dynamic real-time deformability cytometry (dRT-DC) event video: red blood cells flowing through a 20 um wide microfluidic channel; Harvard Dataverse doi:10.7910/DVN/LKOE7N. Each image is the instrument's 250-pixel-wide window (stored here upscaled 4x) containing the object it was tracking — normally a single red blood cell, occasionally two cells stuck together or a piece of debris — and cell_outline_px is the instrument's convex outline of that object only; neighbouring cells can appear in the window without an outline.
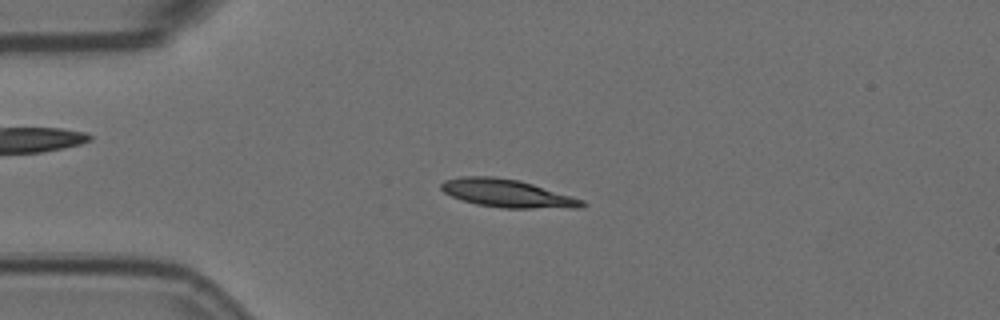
{"species": "Egyptian fruit bat (a non-hibernating species)", "species_latin": "Rousettus aegyptiacus", "temperature_condition": "room temperature", "stored_images_in_passage": 56, "camera_frame_rate_fps": 3000, "um_per_image_px": 0.085, "animal": {"sex": "female"}, "frame": {"image": 1, "passage_image": 13, "time_ms": 4.0, "image_size_px": [1000, 320], "cell_outline_px": [[588, 204], [584, 208], [500, 208], [476, 204], [452, 196], [444, 192], [440, 188], [440, 184], [444, 180], [460, 176], [492, 176], [520, 180], [584, 200]], "centroid_in_image_um": [43.13, 16.44], "position_along_channel_um": 41.9, "area_um2": 23.06}}
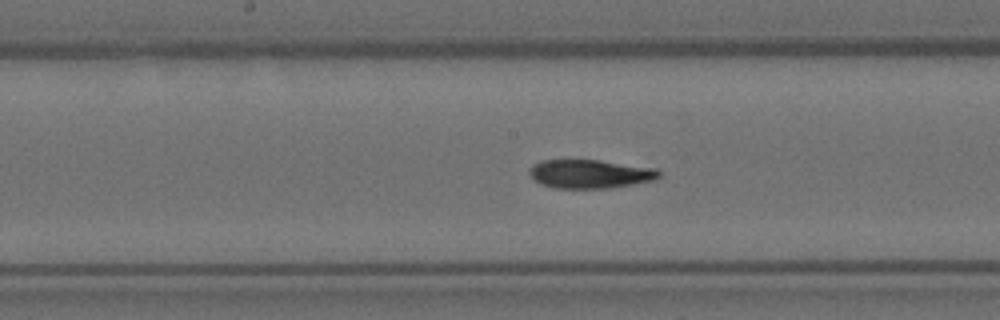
{"frame": {"image": 2, "passage_image": 28, "time_ms": 9.0, "image_size_px": [1000, 320], "cell_outline_px": [[660, 176], [656, 180], [612, 188], [552, 188], [540, 184], [528, 172], [528, 168], [532, 164], [540, 160], [600, 160], [656, 168], [660, 172]], "centroid_in_image_um": [50.15, 14.78], "position_along_channel_um": 198.1, "area_um2": 21.91}}
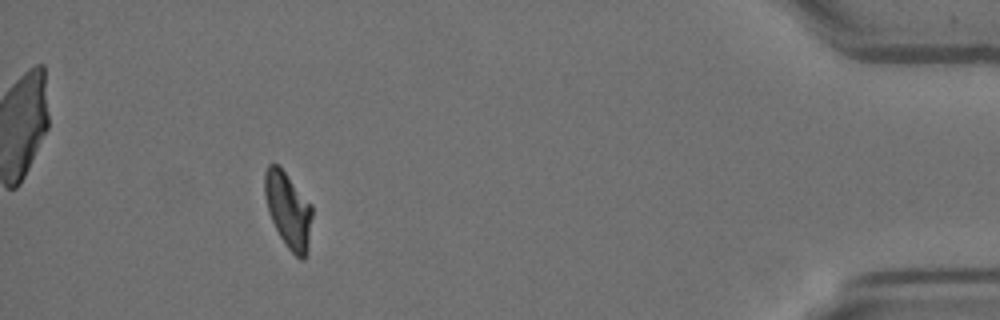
{"frame": {"image": 3, "passage_image": 51, "time_ms": 16.667, "image_size_px": [1000, 320], "cell_outline_px": [[312, 216], [308, 248], [304, 260], [300, 260], [284, 244], [268, 212], [264, 196], [264, 172], [268, 164], [276, 164], [284, 172], [312, 204]], "centroid_in_image_um": [24.49, 17.87], "position_along_channel_um": 410.7, "area_um2": 20.87}, "authors_computed_cell_mechanics": {"area_um2": 21.8484, "velocity_mm_per_s": 3.5673, "shape_relaxation_time_tau1_ms": null, "shape_relaxation_time_tau2_ms": 4.939, "deformation_change_tau1": null, "deformation_change_tau2": 0.0814}}